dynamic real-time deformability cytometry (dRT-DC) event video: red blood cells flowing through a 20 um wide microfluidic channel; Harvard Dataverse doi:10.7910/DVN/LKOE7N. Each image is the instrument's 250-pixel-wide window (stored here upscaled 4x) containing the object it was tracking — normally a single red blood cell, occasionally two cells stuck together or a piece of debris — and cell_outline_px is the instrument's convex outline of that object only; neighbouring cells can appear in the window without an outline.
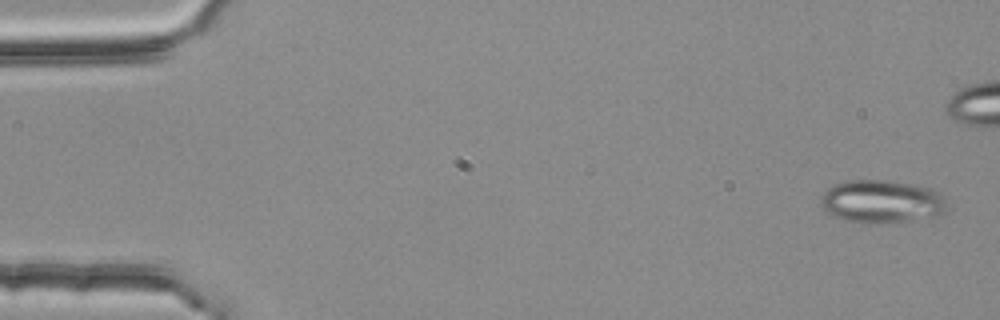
{"species": "common noctule bat (a hibernating species)", "species_latin": "Nyctalus noctula", "temperature_condition": "room temperature", "stored_images_in_passage": 4, "camera_frame_rate_fps": 3000, "um_per_image_px": 0.085, "animal": {"sex": "female", "body_mass_g": 25.1}, "frame": {"image": 1, "passage_image": 1, "time_ms": 0.0, "image_size_px": [1000, 320], "cell_outline_px": [[948, 208], [944, 212], [936, 216], [884, 224], [864, 224], [848, 220], [836, 216], [828, 212], [820, 204], [820, 196], [828, 188], [836, 184], [848, 180], [888, 180], [912, 184], [928, 188], [940, 192], [944, 196]], "centroid_in_image_um": [74.96, 17.13], "position_along_channel_um": 10.0, "area_um2": 31.79}}